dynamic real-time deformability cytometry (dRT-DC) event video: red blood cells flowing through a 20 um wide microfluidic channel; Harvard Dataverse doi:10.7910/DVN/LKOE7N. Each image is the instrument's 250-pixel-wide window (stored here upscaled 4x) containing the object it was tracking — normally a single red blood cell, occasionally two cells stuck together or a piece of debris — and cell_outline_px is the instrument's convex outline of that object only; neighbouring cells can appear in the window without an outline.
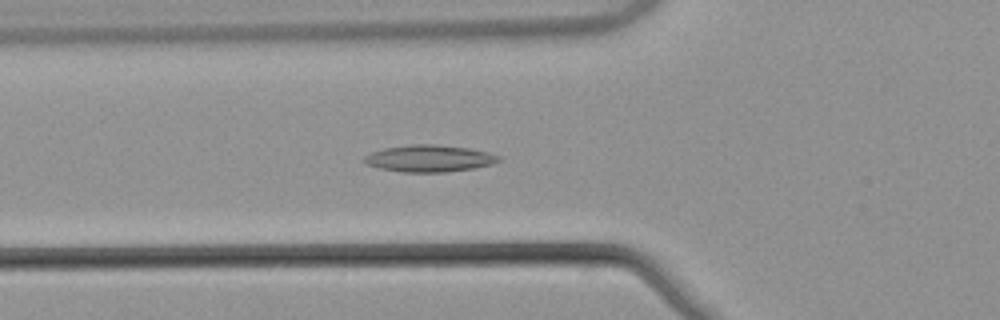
{"species": "common noctule bat (a hibernating species)", "species_latin": "Nyctalus noctula", "temperature_condition": "warm", "stored_images_in_passage": 45, "camera_frame_rate_fps": 3000, "um_per_image_px": 0.085, "animal": {"sex": "male", "body_mass_g": 21.5, "forearm_length_mm": 52.0}, "frame": {"image": 1, "passage_image": 17, "time_ms": 5.333, "image_size_px": [1000, 320], "cell_outline_px": [[504, 160], [492, 164], [472, 168], [444, 172], [400, 172], [380, 168], [364, 164], [364, 156], [372, 152], [384, 148], [412, 144], [432, 144], [468, 148], [488, 152], [500, 156]], "centroid_in_image_um": [36.49, 13.47], "position_along_channel_um": 89.3, "area_um2": 21.04}}
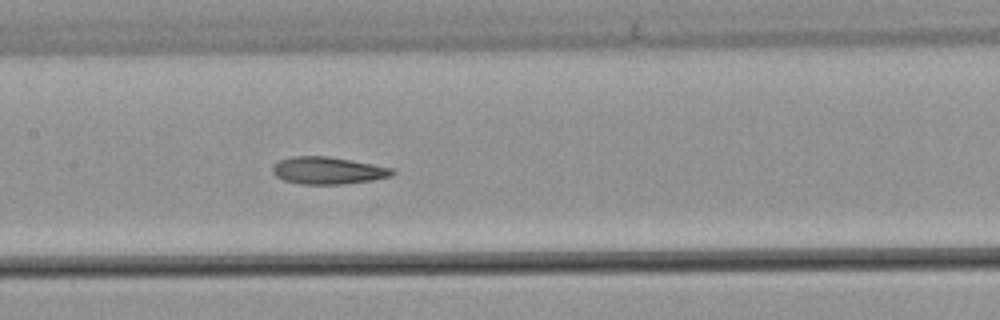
{"frame": {"image": 2, "passage_image": 24, "time_ms": 7.667, "image_size_px": [1000, 320], "cell_outline_px": [[396, 172], [392, 176], [372, 180], [344, 184], [300, 184], [284, 180], [276, 176], [272, 172], [272, 168], [280, 160], [292, 156], [328, 156], [372, 164], [392, 168]], "centroid_in_image_um": [27.88, 14.5], "position_along_channel_um": 179.5, "area_um2": 18.9}}
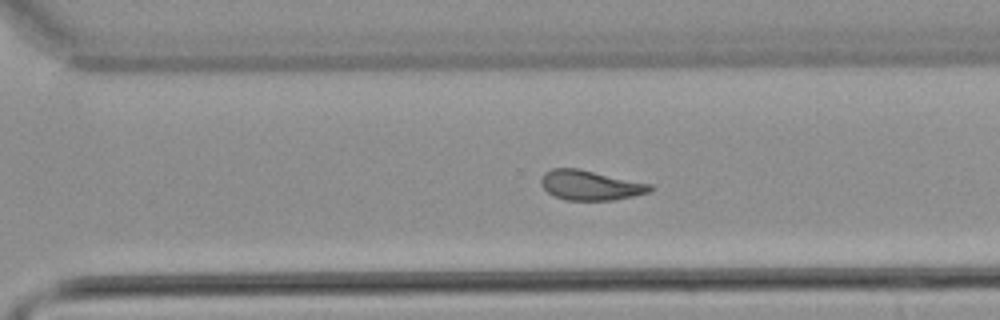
{"frame": {"image": 3, "passage_image": 35, "time_ms": 11.333, "image_size_px": [1000, 320], "cell_outline_px": [[652, 188], [648, 192], [632, 196], [612, 200], [564, 200], [548, 192], [540, 184], [540, 180], [544, 172], [552, 168], [576, 168], [652, 184]], "centroid_in_image_um": [50.14, 15.74], "position_along_channel_um": 320.5, "area_um2": 18.73}, "authors_computed_cell_mechanics": {"area_um2": 19.074, "velocity_mm_per_s": 3.85, "shape_relaxation_time_tau1_ms": 9.4348, "shape_relaxation_time_tau2_ms": 2.3815, "deformation_change_tau1": 0.2029, "deformation_change_tau2": 0.0964}}